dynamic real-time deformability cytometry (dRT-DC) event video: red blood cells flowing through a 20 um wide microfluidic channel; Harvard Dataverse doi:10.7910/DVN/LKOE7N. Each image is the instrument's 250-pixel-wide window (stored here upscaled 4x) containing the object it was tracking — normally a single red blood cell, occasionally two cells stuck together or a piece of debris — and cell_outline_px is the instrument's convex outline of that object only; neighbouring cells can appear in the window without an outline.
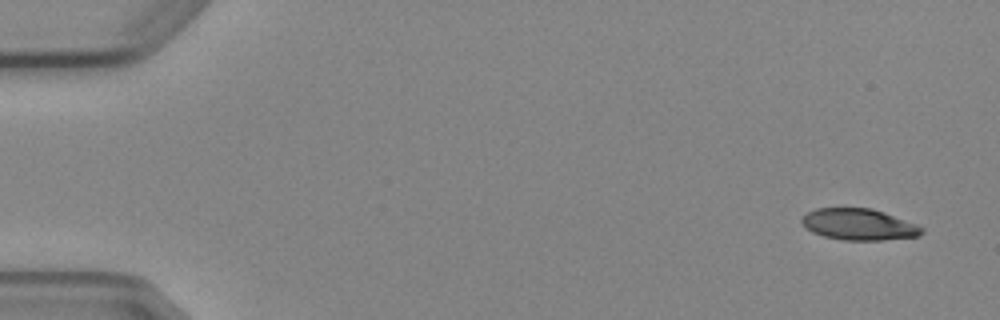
{"species": "Egyptian fruit bat (a non-hibernating species)", "species_latin": "Rousettus aegyptiacus", "temperature_condition": "cold", "stored_images_in_passage": 6, "camera_frame_rate_fps": 3000, "um_per_image_px": 0.085, "animal": {"sex": "female"}, "frame": {"image": 1, "passage_image": 1, "time_ms": 0.0, "image_size_px": [1000, 320], "cell_outline_px": [[924, 232], [920, 236], [880, 240], [844, 240], [824, 236], [812, 232], [800, 220], [808, 212], [816, 208], [872, 208], [884, 212], [916, 224], [924, 228]], "centroid_in_image_um": [73.03, 19.07], "position_along_channel_um": 12.0, "area_um2": 21.79}}
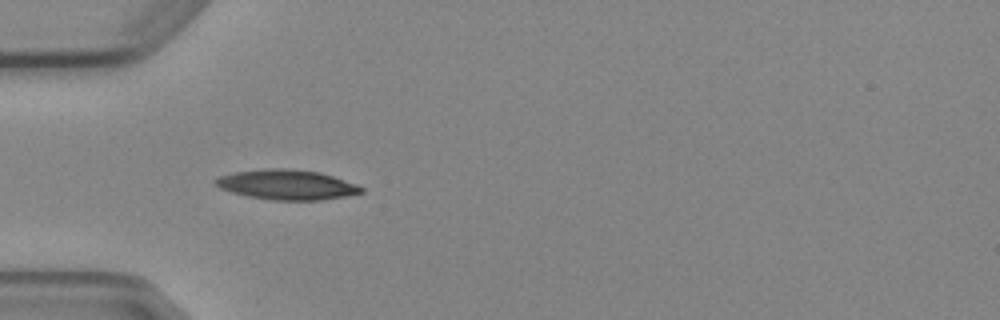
{"frame": {"image": 2, "passage_image": 5, "time_ms": 4.667, "image_size_px": [1000, 320], "cell_outline_px": [[364, 192], [348, 196], [320, 200], [272, 200], [248, 196], [232, 192], [220, 188], [212, 180], [216, 176], [236, 172], [272, 168], [284, 168], [320, 172], [356, 184], [364, 188]], "centroid_in_image_um": [24.38, 15.7], "position_along_channel_um": 60.6, "area_um2": 25.37}}
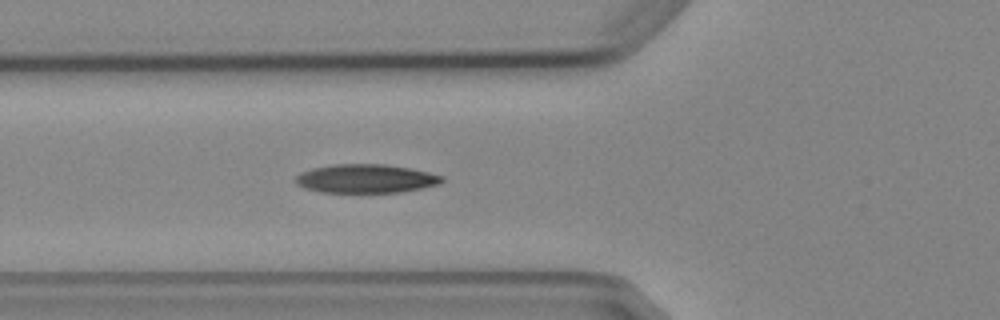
{"frame": {"image": 3, "passage_image": 6, "time_ms": 5.667, "image_size_px": [1000, 320], "cell_outline_px": [[444, 180], [440, 184], [400, 192], [320, 192], [304, 188], [296, 184], [296, 176], [300, 172], [312, 168], [332, 164], [384, 164], [408, 168], [428, 172], [444, 176]], "centroid_in_image_um": [31.07, 15.18], "position_along_channel_um": 94.7, "area_um2": 24.45}}